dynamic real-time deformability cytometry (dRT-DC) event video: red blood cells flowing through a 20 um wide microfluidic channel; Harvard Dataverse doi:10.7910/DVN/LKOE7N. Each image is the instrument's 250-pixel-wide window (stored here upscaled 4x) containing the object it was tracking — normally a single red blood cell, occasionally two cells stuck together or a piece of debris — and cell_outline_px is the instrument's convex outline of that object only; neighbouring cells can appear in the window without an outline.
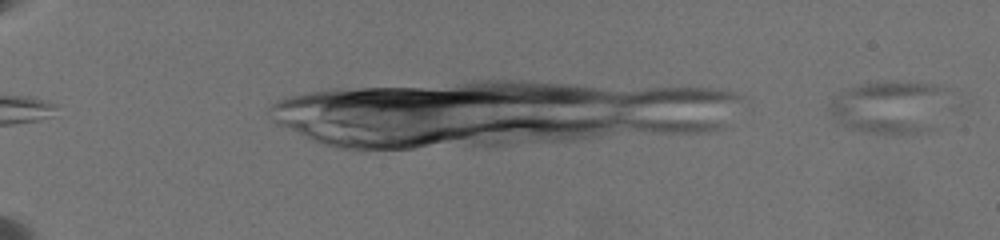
{"species": "common noctule bat (a hibernating species)", "species_latin": "Nyctalus noctula", "temperature_condition": "warm", "stored_images_in_passage": 10, "camera_frame_rate_fps": 3000, "um_per_image_px": 0.085, "animal": {"sex": "female", "body_mass_g": 19.5, "forearm_length_mm": 54.1}, "frame": {"image": 1, "passage_image": 2, "time_ms": 0.333, "image_size_px": [1000, 240], "cell_outline_px": [[940, 88], [916, 132], [876, 132], [856, 128], [848, 124], [832, 112], [828, 108], [828, 104], [836, 96], [852, 88], [876, 80], [924, 84]], "centroid_in_image_um": [75.21, 9.0], "position_along_channel_um": 9.8, "area_um2": 30.75}}